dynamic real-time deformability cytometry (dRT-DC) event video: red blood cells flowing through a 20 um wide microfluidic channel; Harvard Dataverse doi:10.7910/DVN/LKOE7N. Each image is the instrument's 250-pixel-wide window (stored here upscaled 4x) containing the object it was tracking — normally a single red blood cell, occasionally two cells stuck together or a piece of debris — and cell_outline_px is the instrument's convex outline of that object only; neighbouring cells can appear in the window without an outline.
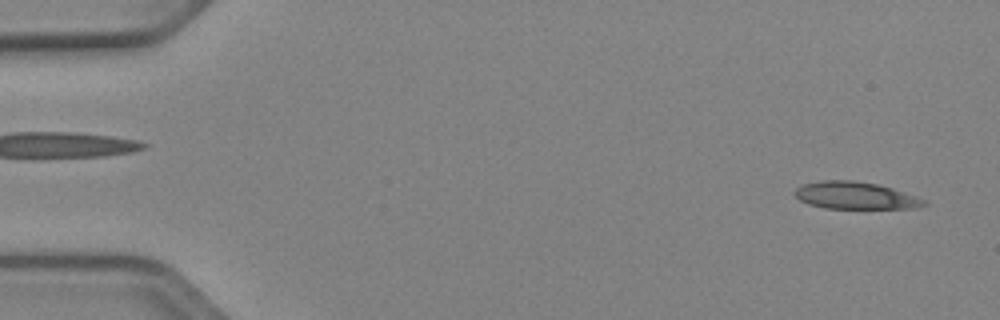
{"species": "Egyptian fruit bat (a non-hibernating species)", "species_latin": "Rousettus aegyptiacus", "temperature_condition": "cold", "stored_images_in_passage": 52, "camera_frame_rate_fps": 3000, "um_per_image_px": 0.085, "animal": {"sex": "female"}, "frame": {"image": 1, "passage_image": 3, "time_ms": 0.667, "image_size_px": [1000, 320], "cell_outline_px": [[920, 204], [900, 208], [828, 208], [812, 204], [800, 200], [796, 196], [796, 192], [800, 188], [808, 184], [832, 180], [872, 184], [888, 188]], "centroid_in_image_um": [72.42, 16.64], "position_along_channel_um": 12.6, "area_um2": 17.8}}
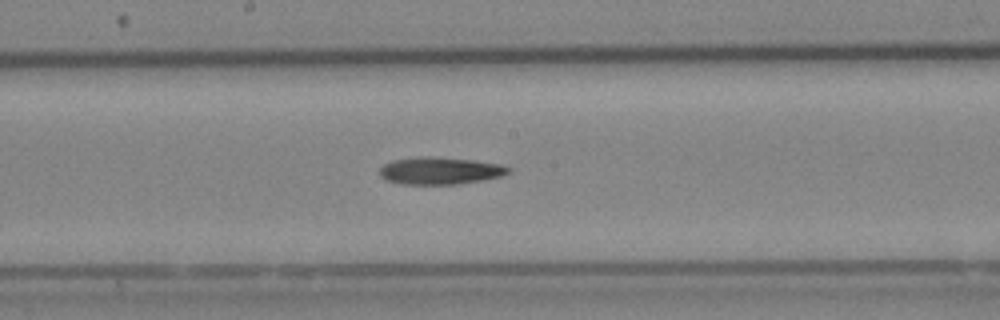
{"frame": {"image": 2, "passage_image": 28, "time_ms": 9.0, "image_size_px": [1000, 320], "cell_outline_px": [[508, 172], [496, 176], [476, 180], [448, 184], [412, 184], [388, 180], [380, 172], [380, 168], [384, 164], [396, 160], [464, 160], [496, 164], [508, 168]], "centroid_in_image_um": [37.35, 14.56], "position_along_channel_um": 210.8, "area_um2": 17.92}}
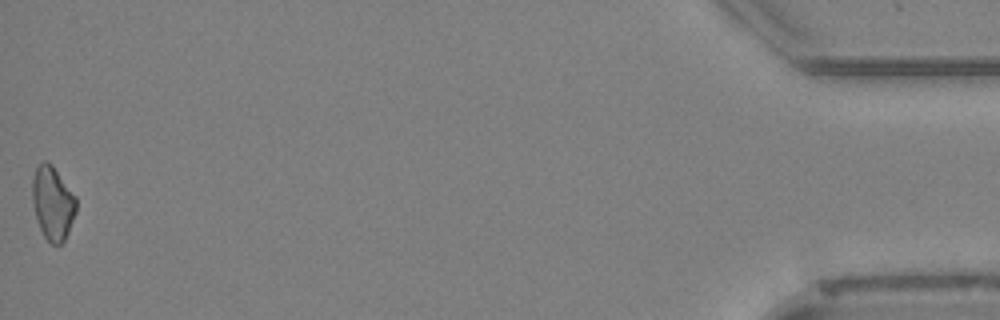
{"frame": {"image": 3, "passage_image": 52, "time_ms": 17.0, "image_size_px": [1000, 320], "cell_outline_px": [[76, 212], [64, 240], [60, 244], [52, 244], [44, 236], [40, 228], [36, 216], [32, 196], [32, 180], [36, 168], [44, 160], [56, 172], [76, 196]], "centroid_in_image_um": [4.48, 17.29], "position_along_channel_um": 430.7, "area_um2": 18.15}}